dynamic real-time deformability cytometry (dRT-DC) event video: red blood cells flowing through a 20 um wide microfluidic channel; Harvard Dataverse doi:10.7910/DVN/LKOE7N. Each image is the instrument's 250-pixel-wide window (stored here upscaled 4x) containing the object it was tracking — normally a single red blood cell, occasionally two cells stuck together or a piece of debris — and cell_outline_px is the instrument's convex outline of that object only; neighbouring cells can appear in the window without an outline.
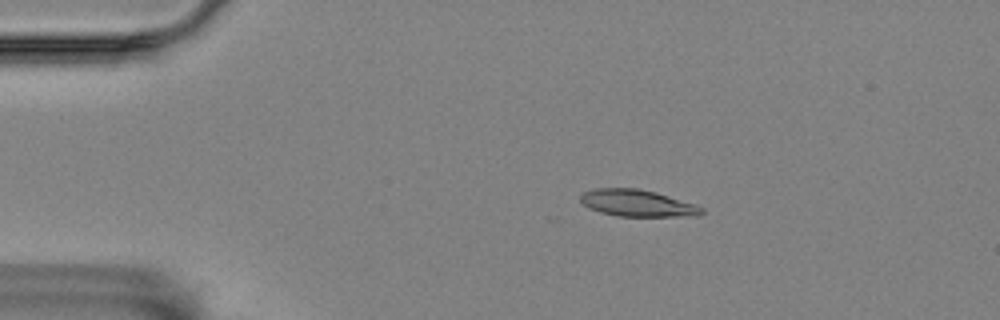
{"species": "Egyptian fruit bat (a non-hibernating species)", "species_latin": "Rousettus aegyptiacus", "temperature_condition": "room temperature", "stored_images_in_passage": 47, "camera_frame_rate_fps": 3000, "um_per_image_px": 0.085, "animal": {"sex": "female"}, "frame": {"image": 1, "passage_image": 1, "time_ms": 0.0, "image_size_px": [1000, 320], "cell_outline_px": [[704, 212], [696, 216], [616, 216], [600, 212], [588, 208], [580, 200], [580, 196], [584, 192], [596, 188], [636, 188], [656, 192], [696, 204], [704, 208]], "centroid_in_image_um": [54.19, 17.27], "position_along_channel_um": 30.8, "area_um2": 18.96}}
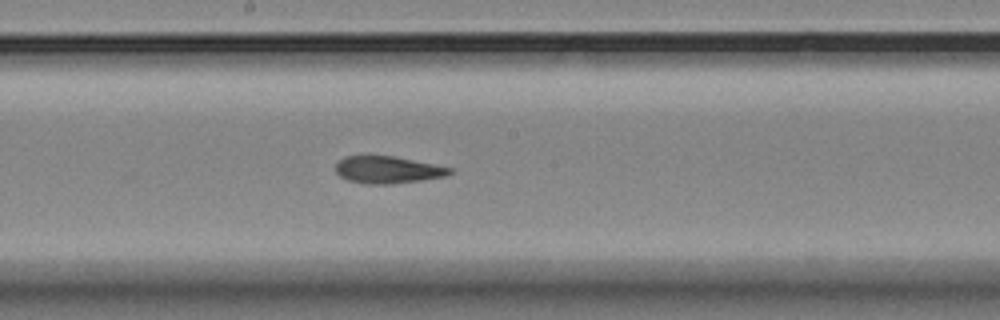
{"frame": {"image": 2, "passage_image": 21, "time_ms": 6.667, "image_size_px": [1000, 320], "cell_outline_px": [[452, 172], [444, 176], [420, 180], [388, 184], [364, 184], [348, 180], [340, 176], [336, 172], [336, 164], [344, 156], [392, 156], [452, 168]], "centroid_in_image_um": [32.9, 14.44], "position_along_channel_um": 215.3, "area_um2": 17.69}}
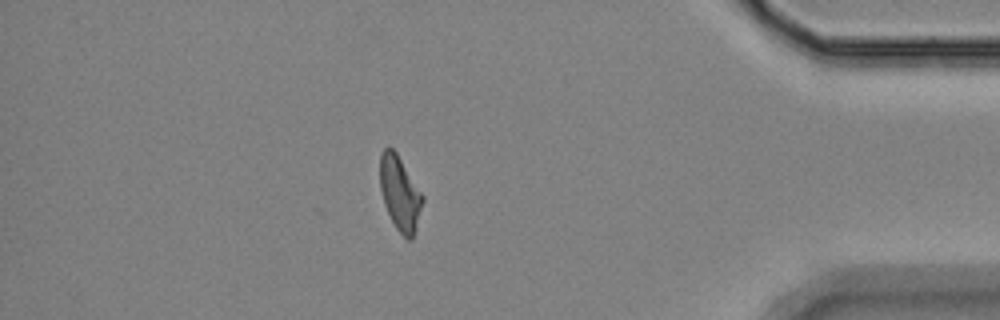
{"frame": {"image": 3, "passage_image": 40, "time_ms": 13.0, "image_size_px": [1000, 320], "cell_outline_px": [[424, 200], [416, 228], [412, 240], [408, 240], [396, 228], [384, 204], [380, 188], [380, 152], [388, 144], [396, 152], [424, 196]], "centroid_in_image_um": [33.99, 16.4], "position_along_channel_um": 401.2, "area_um2": 18.44}, "authors_computed_cell_mechanics": {"area_um2": 18.3804, "velocity_mm_per_s": 3.5165, "shape_relaxation_time_tau1_ms": null, "shape_relaxation_time_tau2_ms": 4.0089, "deformation_change_tau1": null, "deformation_change_tau2": 0.1254}}